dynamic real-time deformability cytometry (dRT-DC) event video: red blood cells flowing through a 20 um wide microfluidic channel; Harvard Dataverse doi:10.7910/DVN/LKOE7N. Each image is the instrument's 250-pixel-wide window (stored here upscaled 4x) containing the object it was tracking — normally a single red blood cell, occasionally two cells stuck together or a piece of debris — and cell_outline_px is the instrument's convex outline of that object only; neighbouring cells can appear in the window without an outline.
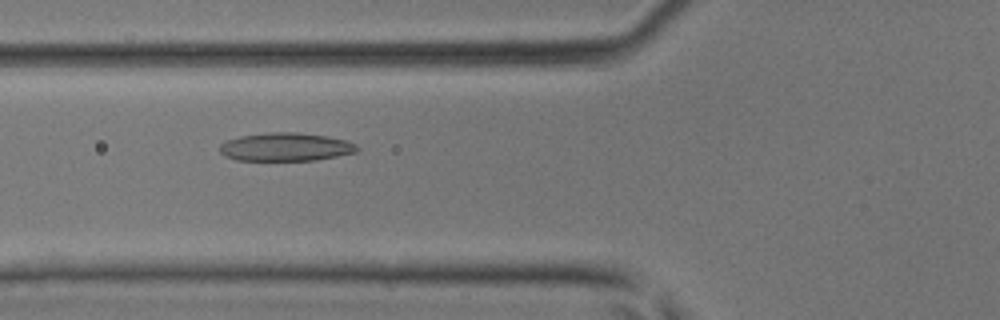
{"species": "common noctule bat (a hibernating species)", "species_latin": "Nyctalus noctula", "temperature_condition": "room temperature", "stored_images_in_passage": 34, "camera_frame_rate_fps": 3000, "um_per_image_px": 0.085, "animal": {"sex": "male", "body_mass_g": 17.9, "forearm_length_mm": 54.2}, "frame": {"image": 1, "passage_image": 8, "time_ms": 2.333, "image_size_px": [1000, 320], "cell_outline_px": [[360, 148], [356, 152], [316, 160], [236, 160], [224, 156], [220, 152], [220, 144], [228, 140], [240, 136], [268, 132], [300, 132], [328, 136], [344, 140], [356, 144]], "centroid_in_image_um": [24.28, 12.48], "position_along_channel_um": 101.5, "area_um2": 22.66}}
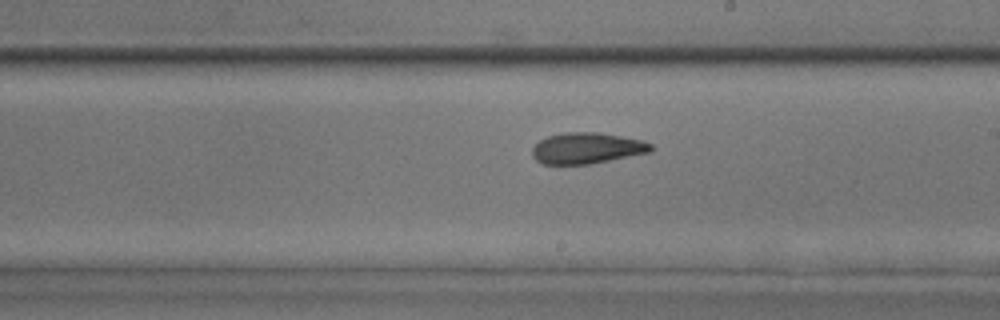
{"frame": {"image": 2, "passage_image": 17, "time_ms": 5.333, "image_size_px": [1000, 320], "cell_outline_px": [[652, 152], [588, 164], [540, 164], [532, 156], [532, 148], [540, 140], [548, 136], [564, 132], [600, 132], [644, 140], [652, 144]], "centroid_in_image_um": [49.89, 12.59], "position_along_channel_um": 239.1, "area_um2": 21.62}}
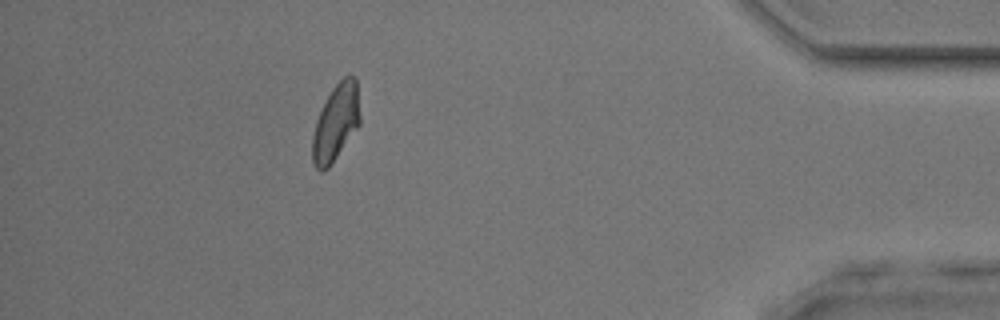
{"frame": {"image": 3, "passage_image": 31, "time_ms": 10.0, "image_size_px": [1000, 320], "cell_outline_px": [[360, 124], [328, 168], [324, 172], [320, 172], [316, 168], [312, 160], [312, 136], [316, 120], [332, 88], [348, 72], [356, 76], [360, 116]], "centroid_in_image_um": [28.55, 10.4], "position_along_channel_um": 406.6, "area_um2": 21.27}}